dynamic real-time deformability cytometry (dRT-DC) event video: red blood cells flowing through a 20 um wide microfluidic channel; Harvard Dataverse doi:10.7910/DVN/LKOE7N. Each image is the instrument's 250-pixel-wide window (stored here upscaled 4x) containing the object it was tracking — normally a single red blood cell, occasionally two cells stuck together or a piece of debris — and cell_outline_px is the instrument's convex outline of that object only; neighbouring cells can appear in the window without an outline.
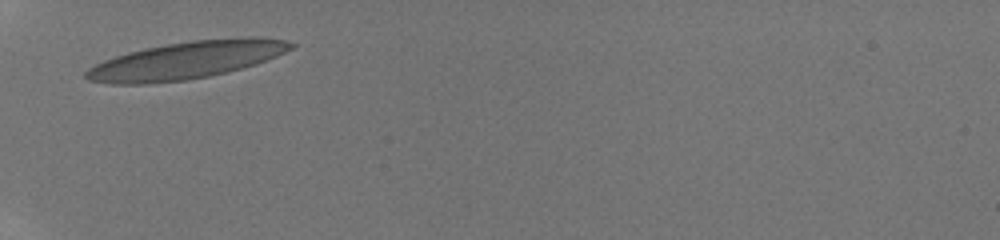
{"species": "human", "species_latin": "Homo sapiens", "temperature_condition": "room temperature", "stored_images_in_passage": 10, "camera_frame_rate_fps": 3000, "um_per_image_px": 0.085, "donor": {"sex": "male"}, "frame": {"image": 1, "passage_image": 1, "time_ms": 0.0, "image_size_px": [1000, 240], "cell_outline_px": [[296, 44], [292, 48], [276, 56], [256, 64], [208, 76], [184, 80], [148, 84], [112, 84], [88, 80], [84, 76], [84, 72], [88, 68], [104, 60], [128, 52], [144, 48], [192, 40], [240, 36], [260, 36], [284, 40]], "centroid_in_image_um": [15.84, 5.1], "position_along_channel_um": 69.2, "area_um2": 44.68}}
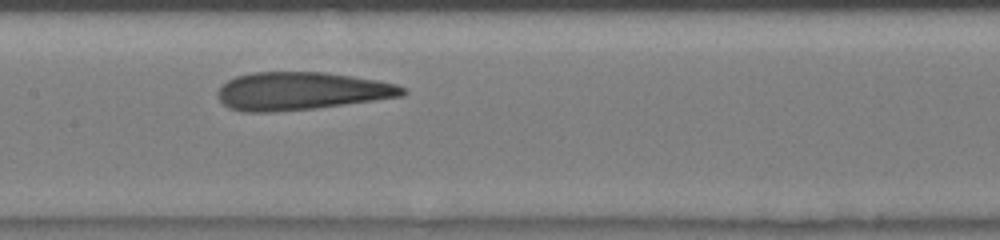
{"frame": {"image": 2, "passage_image": 4, "time_ms": 3.0, "image_size_px": [1000, 240], "cell_outline_px": [[408, 92], [404, 96], [316, 108], [272, 112], [244, 112], [228, 108], [216, 96], [216, 92], [228, 80], [236, 76], [252, 72], [328, 72], [376, 80], [396, 84], [404, 88]], "centroid_in_image_um": [25.59, 7.74], "position_along_channel_um": 181.8, "area_um2": 40.92}}
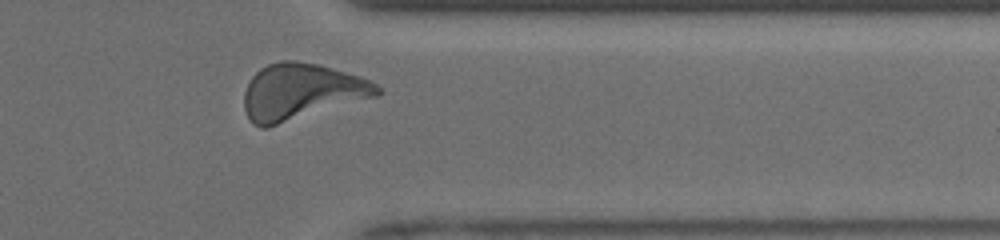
{"frame": {"image": 3, "passage_image": 9, "time_ms": 8.0, "image_size_px": [1000, 240], "cell_outline_px": [[380, 96], [268, 128], [260, 128], [252, 124], [248, 120], [244, 108], [244, 92], [252, 76], [260, 68], [268, 64], [280, 60], [296, 60], [320, 64], [360, 76], [376, 84], [380, 88]], "centroid_in_image_um": [25.61, 7.81], "position_along_channel_um": 385.8, "area_um2": 44.27}, "authors_computed_cell_mechanics": {"area_um2": 40.7201, "velocity_mm_per_s": 4.103, "shape_relaxation_time_tau1_ms": 4.3641, "shape_relaxation_time_tau2_ms": 1.2591, "deformation_change_tau1": 0.1771, "deformation_change_tau2": 0.106}}